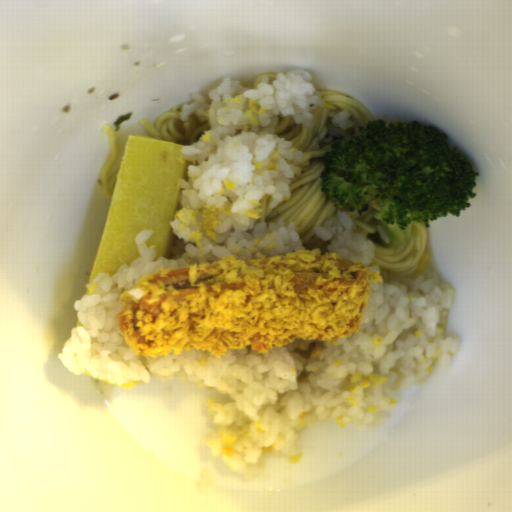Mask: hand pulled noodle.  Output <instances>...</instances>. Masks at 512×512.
<instances>
[{"instance_id": "obj_1", "label": "hand pulled noodle", "mask_w": 512, "mask_h": 512, "mask_svg": "<svg viewBox=\"0 0 512 512\" xmlns=\"http://www.w3.org/2000/svg\"><path fill=\"white\" fill-rule=\"evenodd\" d=\"M319 93L334 109L320 106L309 112L310 127L279 115L273 134L301 150L303 160L286 158L296 172L288 185L290 197L271 208L272 197L265 193L259 201L262 211L254 222L274 224L281 219L287 225L294 221L304 249H318L323 255L329 253L327 246L331 242L319 239L313 229L323 226L327 218L336 217L338 213L335 205L327 201V191H321L325 154L330 153L331 145L339 139L348 142L353 136H361V126L365 128L377 119L369 108L345 93L330 89Z\"/></svg>"}, {"instance_id": "obj_2", "label": "hand pulled noodle", "mask_w": 512, "mask_h": 512, "mask_svg": "<svg viewBox=\"0 0 512 512\" xmlns=\"http://www.w3.org/2000/svg\"><path fill=\"white\" fill-rule=\"evenodd\" d=\"M429 227L421 222L412 224L411 234L401 248H384L373 243L374 255L370 266H378L381 277L388 279L390 274H411L419 265L426 246Z\"/></svg>"}, {"instance_id": "obj_3", "label": "hand pulled noodle", "mask_w": 512, "mask_h": 512, "mask_svg": "<svg viewBox=\"0 0 512 512\" xmlns=\"http://www.w3.org/2000/svg\"><path fill=\"white\" fill-rule=\"evenodd\" d=\"M188 104L182 102L163 113L154 125L145 118H141L139 122L150 136L190 145L197 142L198 135L203 134V131H209V121H200L191 113L186 121L182 122V107Z\"/></svg>"}, {"instance_id": "obj_4", "label": "hand pulled noodle", "mask_w": 512, "mask_h": 512, "mask_svg": "<svg viewBox=\"0 0 512 512\" xmlns=\"http://www.w3.org/2000/svg\"><path fill=\"white\" fill-rule=\"evenodd\" d=\"M102 132L109 135V155L102 165L98 180L104 194L112 198L123 159L115 162L119 153V143L113 124L106 123L102 127Z\"/></svg>"}, {"instance_id": "obj_5", "label": "hand pulled noodle", "mask_w": 512, "mask_h": 512, "mask_svg": "<svg viewBox=\"0 0 512 512\" xmlns=\"http://www.w3.org/2000/svg\"><path fill=\"white\" fill-rule=\"evenodd\" d=\"M377 211H380V207L378 206L377 203H372L371 206L367 209L366 213L364 214H360L358 210L355 209L353 211H351L350 209L346 210L344 213H346L348 217H350L356 224L355 230L351 231L356 232L363 238H365L367 234L376 233L378 231L379 225L383 226L382 221H380L379 219H375L373 216L366 222H364L363 220L371 212L375 213Z\"/></svg>"}, {"instance_id": "obj_6", "label": "hand pulled noodle", "mask_w": 512, "mask_h": 512, "mask_svg": "<svg viewBox=\"0 0 512 512\" xmlns=\"http://www.w3.org/2000/svg\"><path fill=\"white\" fill-rule=\"evenodd\" d=\"M266 77H268L269 84H272L274 82V80L276 79L277 74H276V72H273V73H264V74L260 75L259 77L256 78L253 87L256 88V86L260 83V81Z\"/></svg>"}]
</instances>
